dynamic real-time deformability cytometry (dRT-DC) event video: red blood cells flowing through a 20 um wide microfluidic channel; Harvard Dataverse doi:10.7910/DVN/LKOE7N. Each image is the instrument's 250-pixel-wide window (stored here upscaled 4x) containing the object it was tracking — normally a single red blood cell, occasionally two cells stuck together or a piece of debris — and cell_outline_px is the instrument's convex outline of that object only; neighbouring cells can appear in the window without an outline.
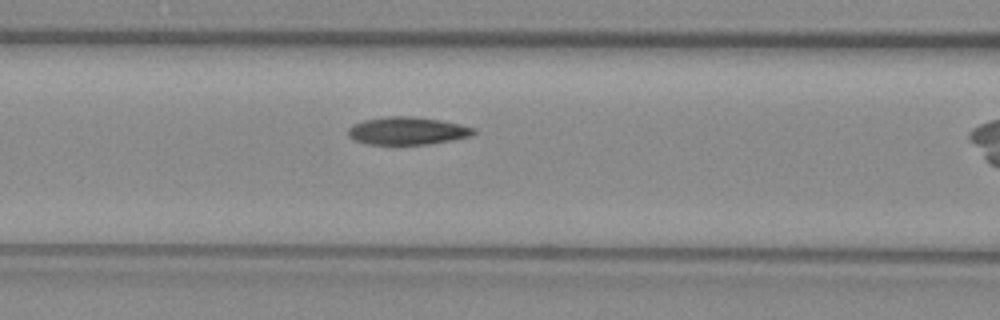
{"species": "common noctule bat (a hibernating species)", "species_latin": "Nyctalus noctula", "temperature_condition": "warm", "stored_images_in_passage": 11, "camera_frame_rate_fps": 3000, "um_per_image_px": 0.085, "animal": {"sex": "female", "body_mass_g": 29.2, "forearm_length_mm": 56.3}, "frame": {"image": 1, "passage_image": 10, "time_ms": 3.0, "image_size_px": [1000, 320], "cell_outline_px": [[476, 132], [472, 136], [452, 140], [428, 144], [368, 144], [356, 140], [348, 136], [348, 128], [352, 124], [364, 120], [384, 116], [412, 116], [440, 120], [460, 124], [476, 128]], "centroid_in_image_um": [34.64, 11.11], "position_along_channel_um": 132.0, "area_um2": 20.35}}